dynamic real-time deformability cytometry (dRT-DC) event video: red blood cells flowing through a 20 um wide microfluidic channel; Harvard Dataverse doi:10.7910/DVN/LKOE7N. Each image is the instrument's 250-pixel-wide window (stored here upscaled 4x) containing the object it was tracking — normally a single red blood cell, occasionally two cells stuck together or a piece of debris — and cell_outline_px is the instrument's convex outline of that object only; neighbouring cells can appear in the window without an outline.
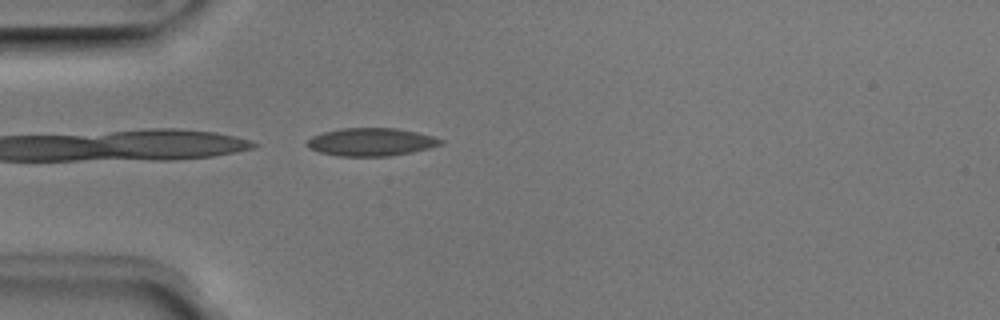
{"species": "Egyptian fruit bat (a non-hibernating species)", "species_latin": "Rousettus aegyptiacus", "temperature_condition": "room temperature", "stored_images_in_passage": 37, "camera_frame_rate_fps": 3000, "um_per_image_px": 0.085, "animal": {"sex": "male"}, "frame": {"image": 1, "passage_image": 1, "time_ms": 0.0, "image_size_px": [1000, 320], "cell_outline_px": [[444, 144], [412, 152], [388, 156], [340, 156], [320, 152], [308, 148], [304, 144], [312, 136], [324, 132], [340, 128], [396, 128], [416, 132], [432, 136], [444, 140]], "centroid_in_image_um": [31.53, 12.07], "position_along_channel_um": 53.5, "area_um2": 21.73}}
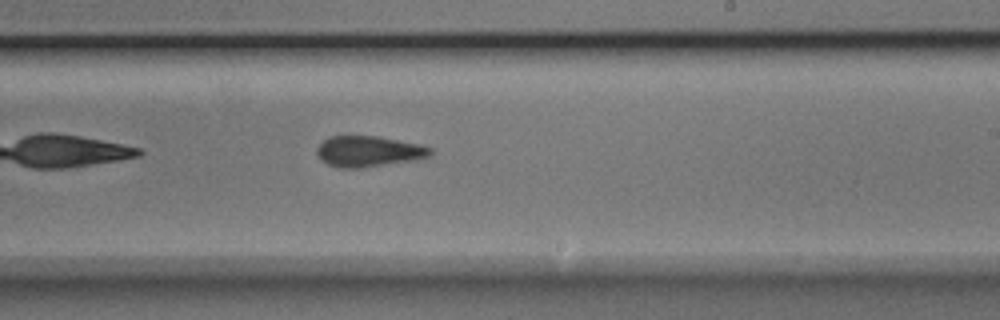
{"frame": {"image": 2, "passage_image": 17, "time_ms": 5.333, "image_size_px": [1000, 320], "cell_outline_px": [[432, 156], [416, 160], [360, 168], [340, 168], [328, 164], [320, 160], [316, 152], [316, 148], [328, 136], [376, 136], [420, 144], [432, 148]], "centroid_in_image_um": [31.34, 12.87], "position_along_channel_um": 257.7, "area_um2": 20.52}}
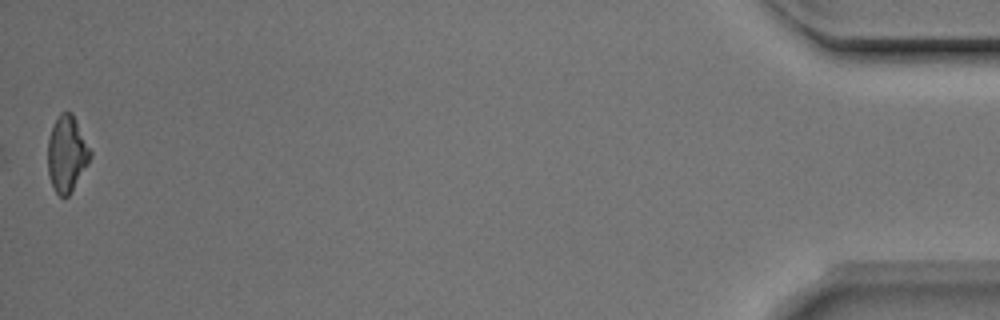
{"frame": {"image": 3, "passage_image": 37, "time_ms": 12.0, "image_size_px": [1000, 320], "cell_outline_px": [[92, 156], [88, 164], [72, 192], [68, 196], [60, 196], [56, 192], [52, 184], [48, 172], [48, 140], [56, 116], [60, 112], [72, 112], [92, 152]], "centroid_in_image_um": [5.69, 13.07], "position_along_channel_um": 429.5, "area_um2": 18.84}, "authors_computed_cell_mechanics": {"area_um2": 20.808, "velocity_mm_per_s": 3.9773, "shape_relaxation_time_tau1_ms": 3.1886, "shape_relaxation_time_tau2_ms": 1.5296, "deformation_change_tau1": 0.0942, "deformation_change_tau2": 0.0687}}